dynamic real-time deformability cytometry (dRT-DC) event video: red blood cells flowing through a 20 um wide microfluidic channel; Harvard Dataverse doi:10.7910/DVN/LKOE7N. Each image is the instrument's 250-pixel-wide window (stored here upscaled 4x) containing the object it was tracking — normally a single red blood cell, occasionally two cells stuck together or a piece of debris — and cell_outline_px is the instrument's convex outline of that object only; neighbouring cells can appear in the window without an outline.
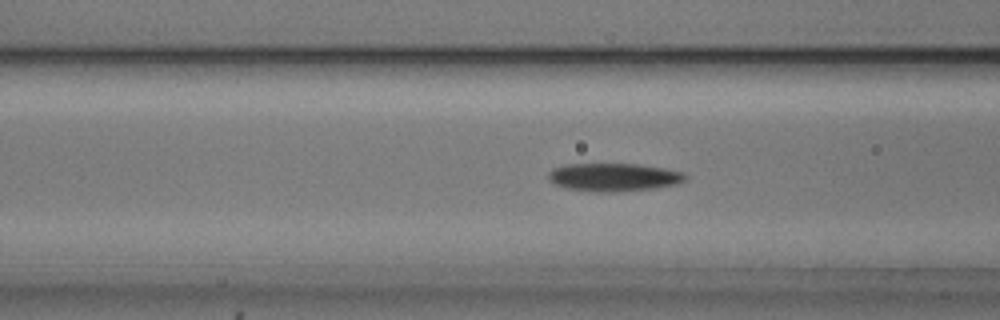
{"species": "common noctule bat (a hibernating species)", "species_latin": "Nyctalus noctula", "temperature_condition": "cold", "stored_images_in_passage": 54, "camera_frame_rate_fps": 3000, "um_per_image_px": 0.085, "animal": {"sex": "male", "body_mass_g": 20.5, "forearm_length_mm": 52.5}, "frame": {"image": 1, "passage_image": 21, "time_ms": 6.667, "image_size_px": [1000, 320], "cell_outline_px": [[688, 176], [684, 180], [676, 184], [652, 188], [612, 192], [596, 192], [564, 188], [552, 184], [548, 180], [548, 172], [552, 168], [564, 164], [636, 164], [664, 168], [684, 172]], "centroid_in_image_um": [52.1, 15.06], "position_along_channel_um": 114.5, "area_um2": 22.54}}
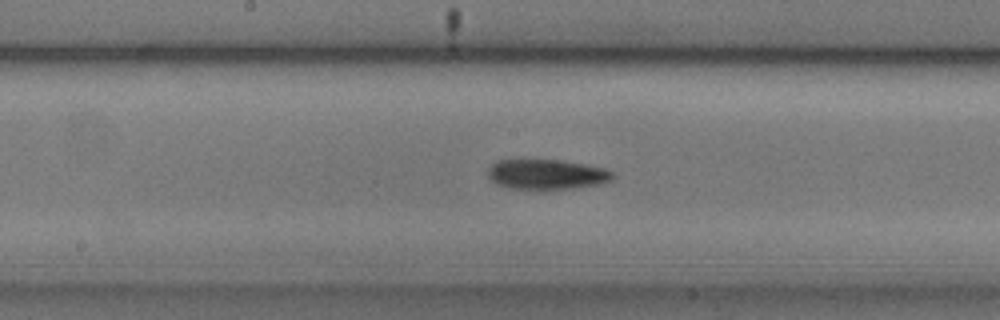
{"frame": {"image": 2, "passage_image": 28, "time_ms": 9.0, "image_size_px": [1000, 320], "cell_outline_px": [[616, 176], [612, 180], [600, 184], [544, 192], [508, 188], [496, 184], [488, 176], [488, 168], [496, 160], [556, 160], [584, 164], [604, 168], [612, 172]], "centroid_in_image_um": [46.45, 14.86], "position_along_channel_um": 201.8, "area_um2": 22.48}}
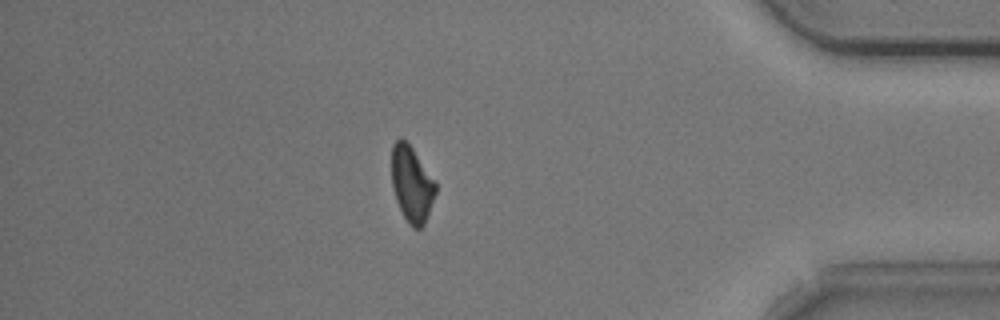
{"frame": {"image": 3, "passage_image": 47, "time_ms": 15.333, "image_size_px": [1000, 320], "cell_outline_px": [[436, 192], [428, 216], [424, 224], [420, 228], [412, 228], [408, 224], [396, 200], [392, 184], [392, 144], [400, 136], [412, 148], [436, 180]], "centroid_in_image_um": [35.01, 15.64], "position_along_channel_um": 400.2, "area_um2": 19.48}, "authors_computed_cell_mechanics": {"area_um2": 21.2415, "velocity_mm_per_s": 3.7269, "shape_relaxation_time_tau1_ms": 4.7704, "shape_relaxation_time_tau2_ms": 8.1018, "deformation_change_tau1": 0.1343, "deformation_change_tau2": 0.1654}}